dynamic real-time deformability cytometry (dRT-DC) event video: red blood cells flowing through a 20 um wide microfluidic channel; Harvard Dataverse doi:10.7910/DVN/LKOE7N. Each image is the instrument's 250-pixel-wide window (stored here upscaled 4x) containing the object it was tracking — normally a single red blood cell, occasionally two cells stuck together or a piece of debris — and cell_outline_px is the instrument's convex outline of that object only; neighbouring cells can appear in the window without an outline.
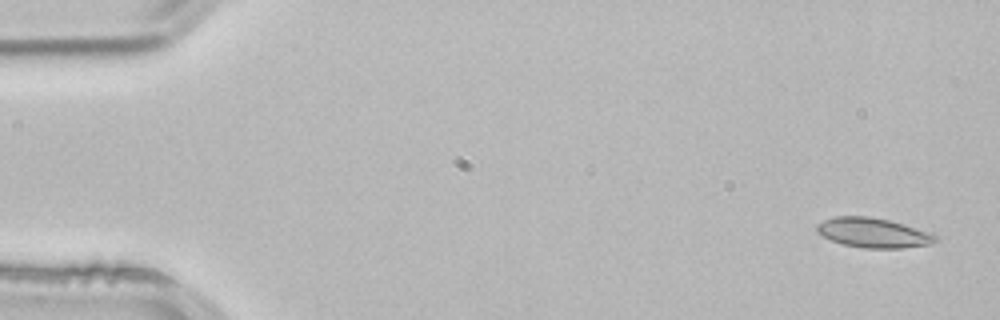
{"species": "common noctule bat (a hibernating species)", "species_latin": "Nyctalus noctula", "temperature_condition": "room temperature", "stored_images_in_passage": 3, "camera_frame_rate_fps": 3000, "um_per_image_px": 0.085, "animal": {"sex": "male", "body_mass_g": 21.5, "forearm_length_mm": 52.0}, "frame": {"image": 1, "passage_image": 1, "time_ms": 0.0, "image_size_px": [1000, 320], "cell_outline_px": [[940, 240], [932, 244], [904, 248], [864, 248], [844, 244], [820, 236], [816, 232], [816, 224], [824, 220], [836, 216], [872, 216], [904, 224], [932, 232], [940, 236]], "centroid_in_image_um": [74.28, 19.78], "position_along_channel_um": 10.7, "area_um2": 20.92}}